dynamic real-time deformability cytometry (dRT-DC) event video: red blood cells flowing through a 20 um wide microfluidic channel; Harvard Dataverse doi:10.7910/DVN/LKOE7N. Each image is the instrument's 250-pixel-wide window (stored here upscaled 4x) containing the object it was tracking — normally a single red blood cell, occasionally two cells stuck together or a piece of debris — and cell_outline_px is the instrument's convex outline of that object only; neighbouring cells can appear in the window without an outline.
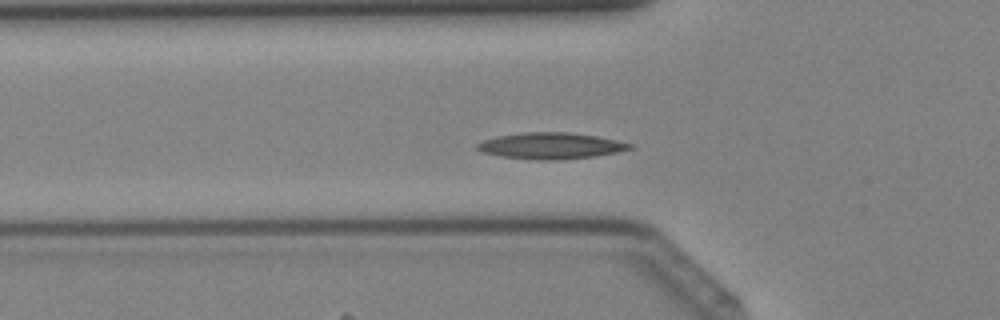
{"species": "Egyptian fruit bat (a non-hibernating species)", "species_latin": "Rousettus aegyptiacus", "temperature_condition": "cold", "stored_images_in_passage": 38, "camera_frame_rate_fps": 3000, "um_per_image_px": 0.085, "animal": {"sex": "female"}, "frame": {"image": 1, "passage_image": 10, "time_ms": 3.0, "image_size_px": [1000, 320], "cell_outline_px": [[632, 148], [616, 152], [596, 156], [560, 160], [540, 160], [500, 156], [480, 152], [476, 148], [476, 144], [484, 140], [496, 136], [524, 132], [568, 132], [596, 136], [616, 140], [632, 144]], "centroid_in_image_um": [46.78, 12.39], "position_along_channel_um": 79.0, "area_um2": 23.35}}
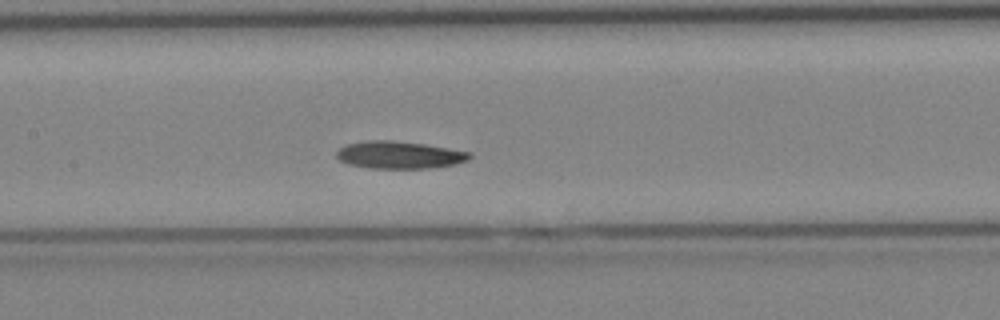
{"frame": {"image": 2, "passage_image": 16, "time_ms": 5.0, "image_size_px": [1000, 320], "cell_outline_px": [[472, 156], [468, 160], [456, 164], [428, 168], [368, 168], [348, 164], [340, 160], [336, 156], [336, 152], [344, 144], [368, 140], [392, 140], [424, 144], [472, 152]], "centroid_in_image_um": [33.93, 13.16], "position_along_channel_um": 173.5, "area_um2": 21.33}}
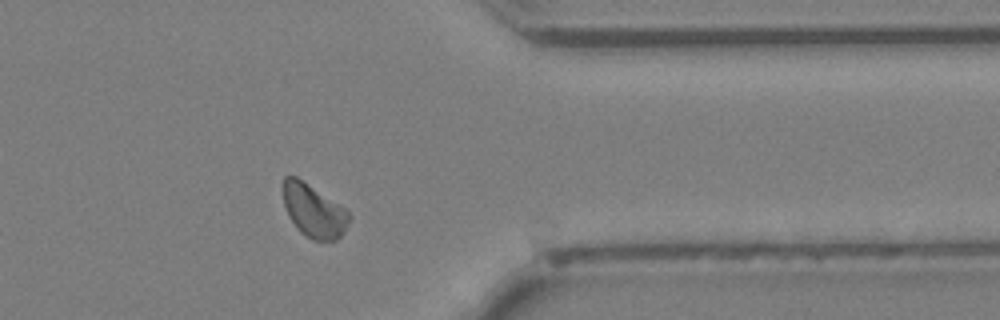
{"frame": {"image": 3, "passage_image": 30, "time_ms": 9.667, "image_size_px": [1000, 320], "cell_outline_px": [[352, 216], [344, 232], [336, 240], [312, 240], [304, 236], [296, 228], [288, 216], [284, 204], [284, 176], [296, 176], [344, 208]], "centroid_in_image_um": [26.66, 17.95], "position_along_channel_um": 384.7, "area_um2": 20.17}}